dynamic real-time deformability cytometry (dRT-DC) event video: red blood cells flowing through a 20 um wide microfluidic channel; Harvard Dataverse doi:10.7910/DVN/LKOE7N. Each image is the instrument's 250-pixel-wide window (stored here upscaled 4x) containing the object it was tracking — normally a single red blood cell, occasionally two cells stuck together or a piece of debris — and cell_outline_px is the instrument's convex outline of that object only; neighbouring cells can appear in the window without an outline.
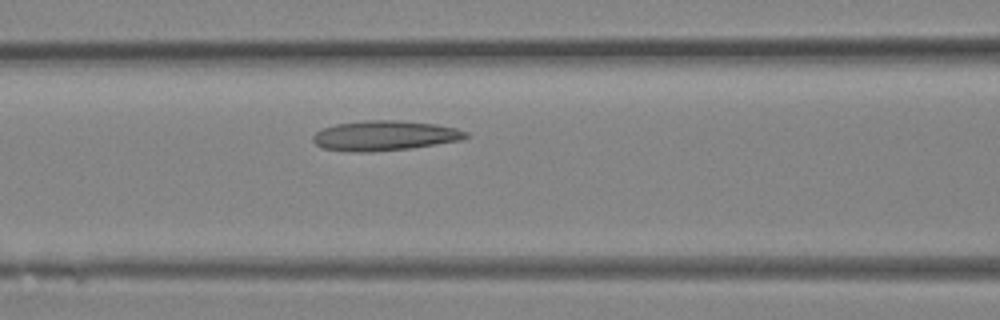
{"species": "Egyptian fruit bat (a non-hibernating species)", "species_latin": "Rousettus aegyptiacus", "temperature_condition": "room temperature", "stored_images_in_passage": 27, "camera_frame_rate_fps": 3000, "um_per_image_px": 0.085, "animal": {"sex": "female"}, "frame": {"image": 1, "passage_image": 10, "time_ms": 3.0, "image_size_px": [1000, 320], "cell_outline_px": [[468, 136], [460, 140], [412, 148], [368, 152], [352, 152], [324, 148], [316, 144], [312, 140], [312, 136], [316, 132], [324, 128], [336, 124], [364, 120], [396, 120], [436, 124], [456, 128], [468, 132]], "centroid_in_image_um": [32.69, 11.53], "position_along_channel_um": 133.9, "area_um2": 26.59}}
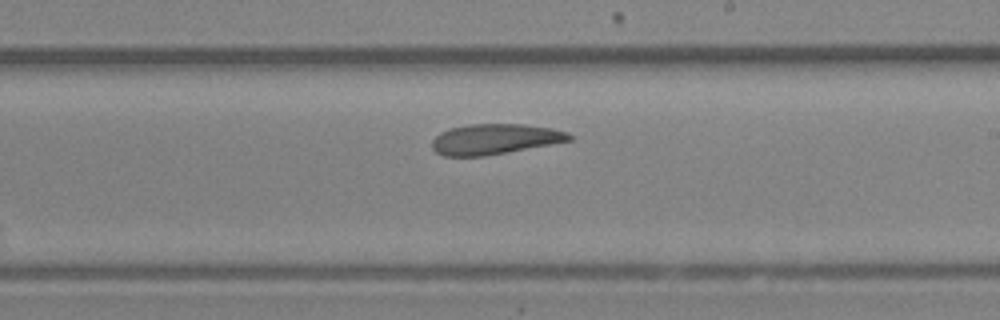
{"frame": {"image": 2, "passage_image": 16, "time_ms": 5.0, "image_size_px": [1000, 320], "cell_outline_px": [[572, 140], [508, 152], [484, 156], [444, 156], [436, 152], [432, 148], [432, 140], [440, 132], [452, 128], [468, 124], [524, 124], [552, 128], [568, 132], [572, 136]], "centroid_in_image_um": [42.05, 11.82], "position_along_channel_um": 246.9, "area_um2": 24.28}}
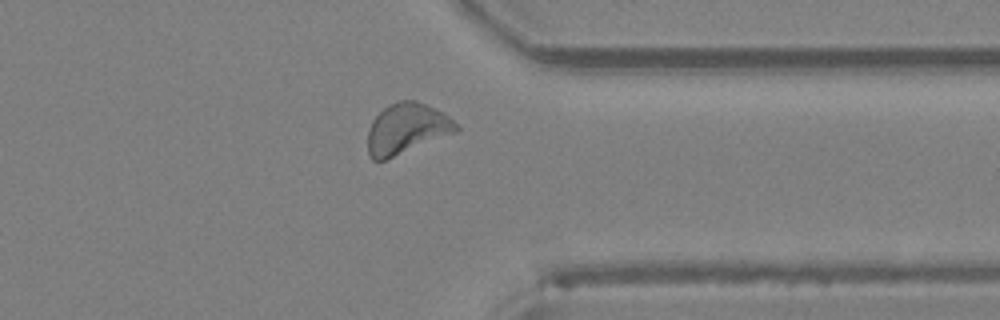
{"frame": {"image": 3, "passage_image": 23, "time_ms": 7.333, "image_size_px": [1000, 320], "cell_outline_px": [[460, 128], [456, 132], [384, 160], [372, 160], [368, 152], [368, 128], [372, 120], [388, 104], [400, 100], [416, 100], [444, 112]], "centroid_in_image_um": [34.55, 10.92], "position_along_channel_um": 376.9, "area_um2": 25.84}}